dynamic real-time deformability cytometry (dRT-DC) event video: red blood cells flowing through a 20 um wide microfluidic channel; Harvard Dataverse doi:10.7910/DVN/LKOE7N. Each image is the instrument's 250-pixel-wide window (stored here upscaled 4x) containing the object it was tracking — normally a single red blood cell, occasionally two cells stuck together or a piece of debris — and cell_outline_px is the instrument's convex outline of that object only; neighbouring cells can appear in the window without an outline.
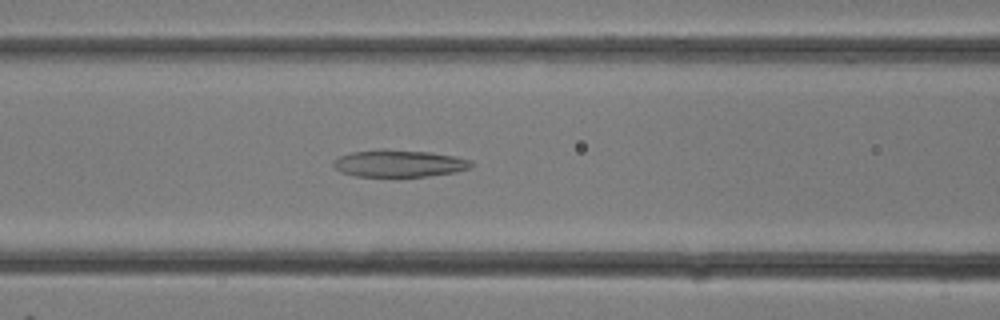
{"species": "common noctule bat (a hibernating species)", "species_latin": "Nyctalus noctula", "temperature_condition": "room temperature", "stored_images_in_passage": 22, "camera_frame_rate_fps": 3000, "um_per_image_px": 0.085, "animal": {"sex": "female"}, "frame": {"image": 1, "passage_image": 10, "time_ms": 3.0, "image_size_px": [1000, 320], "cell_outline_px": [[476, 164], [472, 168], [456, 172], [428, 176], [396, 180], [356, 176], [340, 172], [332, 164], [332, 160], [340, 156], [352, 152], [380, 148], [384, 148], [432, 152], [456, 156], [472, 160]], "centroid_in_image_um": [33.95, 13.93], "position_along_channel_um": 132.7, "area_um2": 23.29}}
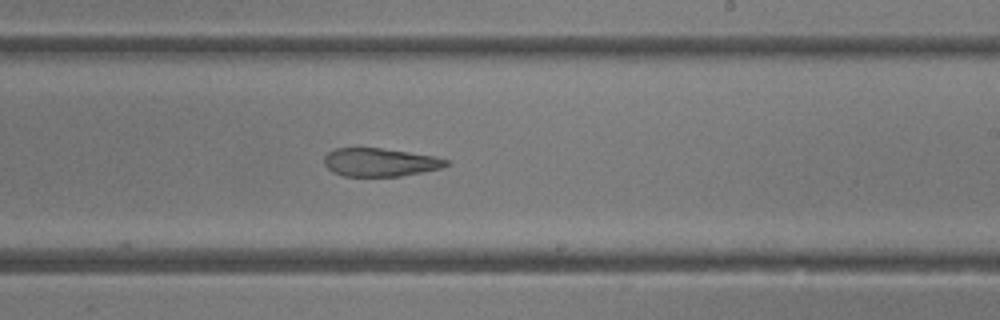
{"frame": {"image": 2, "passage_image": 15, "time_ms": 4.667, "image_size_px": [1000, 320], "cell_outline_px": [[448, 164], [440, 168], [400, 176], [344, 176], [332, 172], [324, 164], [324, 156], [328, 152], [336, 148], [380, 148], [408, 152], [432, 156], [448, 160]], "centroid_in_image_um": [32.24, 13.79], "position_along_channel_um": 256.8, "area_um2": 19.83}}
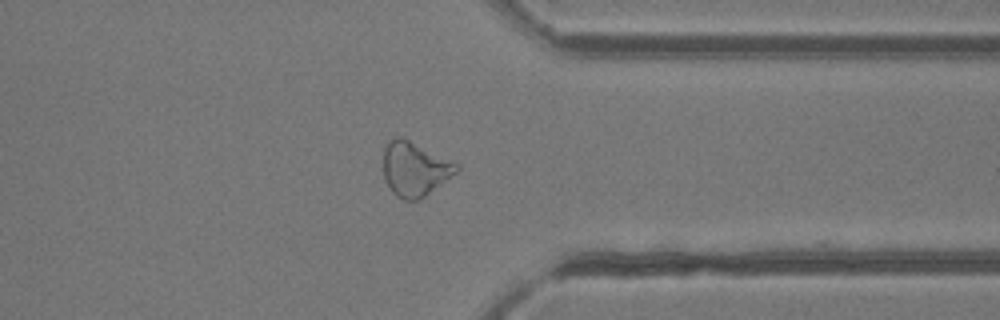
{"frame": {"image": 3, "passage_image": 20, "time_ms": 6.333, "image_size_px": [1000, 320], "cell_outline_px": [[460, 168], [456, 172], [424, 196], [416, 200], [404, 200], [396, 196], [392, 192], [384, 180], [384, 144], [388, 140], [396, 136], [404, 136], [460, 164]], "centroid_in_image_um": [35.23, 14.31], "position_along_channel_um": 376.2, "area_um2": 23.41}}